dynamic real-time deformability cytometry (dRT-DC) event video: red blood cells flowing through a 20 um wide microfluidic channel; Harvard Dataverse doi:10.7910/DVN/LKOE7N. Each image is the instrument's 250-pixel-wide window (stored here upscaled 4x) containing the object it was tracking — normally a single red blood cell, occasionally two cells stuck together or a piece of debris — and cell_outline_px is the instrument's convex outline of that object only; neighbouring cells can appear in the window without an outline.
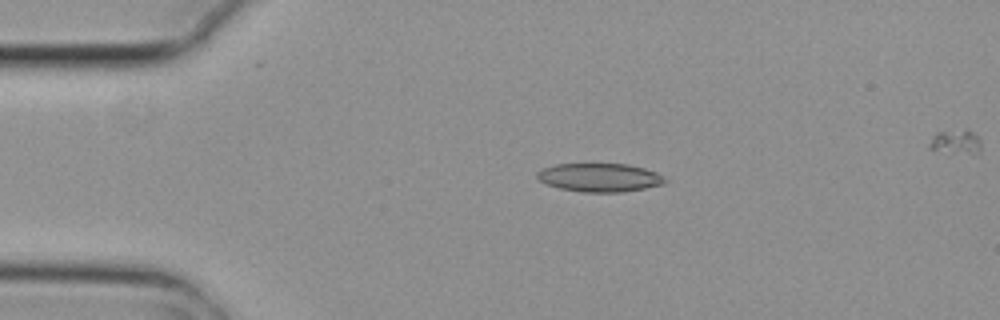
{"species": "common noctule bat (a hibernating species)", "species_latin": "Nyctalus noctula", "temperature_condition": "cold", "stored_images_in_passage": 3, "camera_frame_rate_fps": 3000, "um_per_image_px": 0.085, "animal": {"sex": "female", "body_mass_g": 29.2, "forearm_length_mm": 56.3}, "frame": {"image": 1, "passage_image": 1, "time_ms": 0.0, "image_size_px": [1000, 320], "cell_outline_px": [[668, 180], [664, 184], [644, 188], [620, 192], [580, 192], [560, 188], [544, 184], [536, 176], [536, 172], [552, 164], [628, 164], [644, 168], [656, 172]], "centroid_in_image_um": [50.94, 15.09], "position_along_channel_um": 34.1, "area_um2": 21.27}}